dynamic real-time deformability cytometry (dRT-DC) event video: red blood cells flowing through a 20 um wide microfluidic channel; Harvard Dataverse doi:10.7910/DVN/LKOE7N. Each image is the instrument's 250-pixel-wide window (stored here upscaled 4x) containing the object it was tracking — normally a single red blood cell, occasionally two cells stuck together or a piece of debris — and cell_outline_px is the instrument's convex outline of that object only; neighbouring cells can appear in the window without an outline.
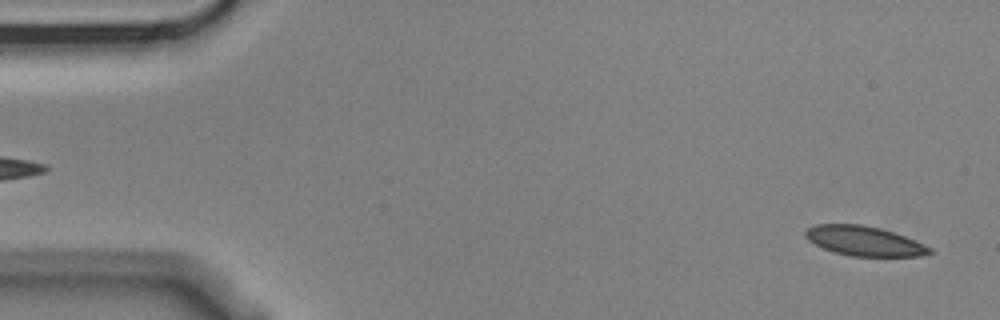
{"species": "Egyptian fruit bat (a non-hibernating species)", "species_latin": "Rousettus aegyptiacus", "temperature_condition": "cold", "stored_images_in_passage": 6, "segment_of_instrument_passage": [2, 2], "camera_frame_rate_fps": 3000, "um_per_image_px": 0.085, "animal": {"sex": "male"}, "frame": {"image": 1, "passage_image": 6, "time_ms": 1.667, "image_size_px": [1000, 320], "cell_outline_px": [[936, 252], [920, 256], [852, 256], [836, 252], [824, 248], [808, 240], [804, 236], [804, 232], [808, 228], [816, 224], [860, 224], [880, 228], [904, 236], [932, 248]], "centroid_in_image_um": [73.46, 20.48], "position_along_channel_um": 11.5, "area_um2": 21.27}}